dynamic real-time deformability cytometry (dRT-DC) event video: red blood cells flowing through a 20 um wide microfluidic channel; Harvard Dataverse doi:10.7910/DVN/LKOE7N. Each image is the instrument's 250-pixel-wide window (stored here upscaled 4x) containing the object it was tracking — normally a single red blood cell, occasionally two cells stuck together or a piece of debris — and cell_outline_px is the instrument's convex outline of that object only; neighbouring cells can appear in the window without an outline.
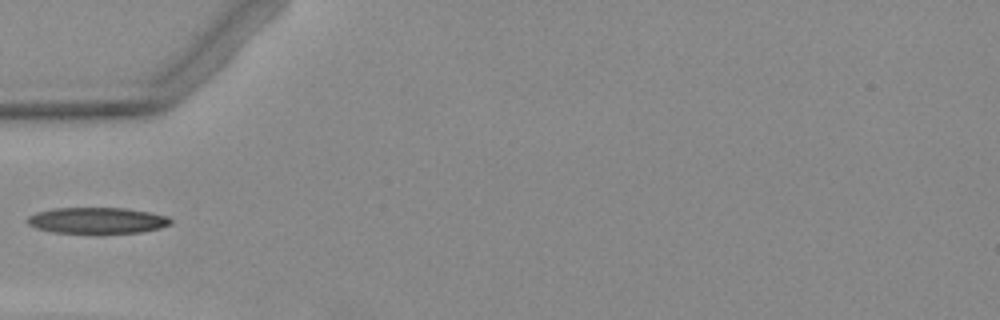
{"species": "Egyptian fruit bat (a non-hibernating species)", "species_latin": "Rousettus aegyptiacus", "temperature_condition": "warm", "stored_images_in_passage": 1, "camera_frame_rate_fps": 3000, "um_per_image_px": 0.085, "animal": {"sex": "female"}, "frame": {"image": 1, "passage_image": 1, "time_ms": 0.0, "image_size_px": [1000, 320], "cell_outline_px": [[172, 224], [160, 228], [140, 232], [52, 232], [36, 228], [28, 224], [24, 220], [28, 216], [36, 212], [56, 208], [124, 208], [148, 212], [168, 216], [172, 220]], "centroid_in_image_um": [8.24, 18.72], "position_along_channel_um": 76.8, "area_um2": 21.56}}